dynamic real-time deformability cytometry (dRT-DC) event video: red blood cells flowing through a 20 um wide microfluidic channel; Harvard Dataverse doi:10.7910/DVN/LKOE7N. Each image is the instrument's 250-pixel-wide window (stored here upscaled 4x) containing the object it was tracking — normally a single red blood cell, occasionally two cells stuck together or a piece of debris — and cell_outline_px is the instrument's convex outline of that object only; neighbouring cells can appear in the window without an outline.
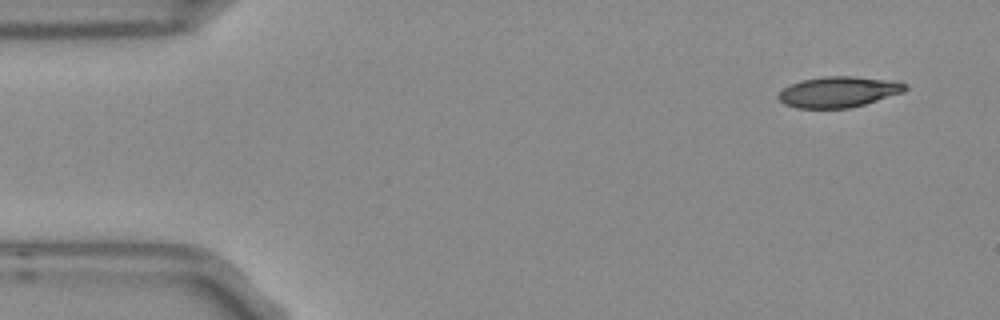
{"species": "Egyptian fruit bat (a non-hibernating species)", "species_latin": "Rousettus aegyptiacus", "temperature_condition": "room temperature", "stored_images_in_passage": 4, "camera_frame_rate_fps": 3000, "um_per_image_px": 0.085, "frame": {"image": 1, "passage_image": 1, "time_ms": 0.0, "image_size_px": [1000, 320], "cell_outline_px": [[908, 88], [904, 92], [864, 104], [848, 108], [796, 108], [784, 104], [776, 96], [784, 88], [792, 84], [804, 80], [824, 76], [852, 76], [896, 80], [908, 84]], "centroid_in_image_um": [71.32, 7.8], "position_along_channel_um": 13.7, "area_um2": 22.77}}